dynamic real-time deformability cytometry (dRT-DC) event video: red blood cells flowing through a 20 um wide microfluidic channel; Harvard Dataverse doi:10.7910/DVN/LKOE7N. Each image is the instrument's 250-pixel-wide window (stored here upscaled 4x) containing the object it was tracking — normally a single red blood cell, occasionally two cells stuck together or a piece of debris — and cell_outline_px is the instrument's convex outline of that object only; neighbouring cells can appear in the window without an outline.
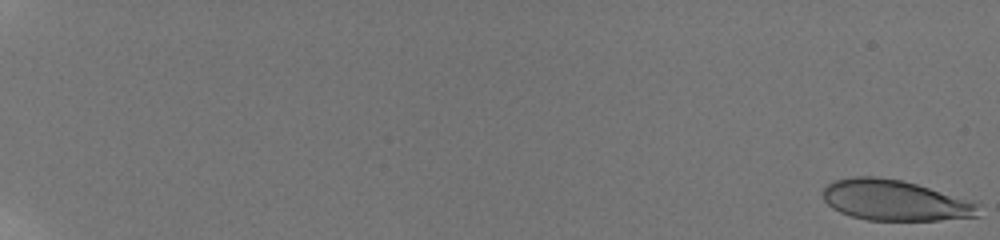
{"species": "human", "species_latin": "Homo sapiens", "temperature_condition": "room temperature", "stored_images_in_passage": 68, "camera_frame_rate_fps": 3000, "um_per_image_px": 0.085, "donor": {"sex": "male"}, "frame": {"image": 1, "passage_image": 1, "time_ms": 0.0, "image_size_px": [1000, 240], "cell_outline_px": [[980, 216], [940, 220], [868, 220], [852, 216], [840, 212], [832, 208], [824, 200], [824, 188], [828, 184], [836, 180], [852, 176], [876, 176], [900, 180], [916, 184], [980, 204]], "centroid_in_image_um": [76.06, 17.03], "position_along_channel_um": 8.9, "area_um2": 36.53}}
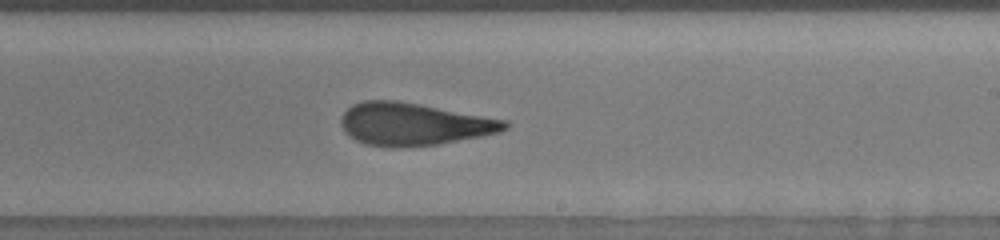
{"frame": {"image": 2, "passage_image": 60, "time_ms": 13.0, "image_size_px": [1000, 240], "cell_outline_px": [[512, 124], [508, 128], [500, 132], [484, 136], [440, 144], [396, 148], [392, 148], [364, 144], [348, 136], [344, 132], [340, 124], [340, 120], [344, 112], [352, 104], [364, 100], [396, 100], [420, 104], [508, 120]], "centroid_in_image_um": [35.18, 10.56], "position_along_channel_um": 253.8, "area_um2": 41.15}}
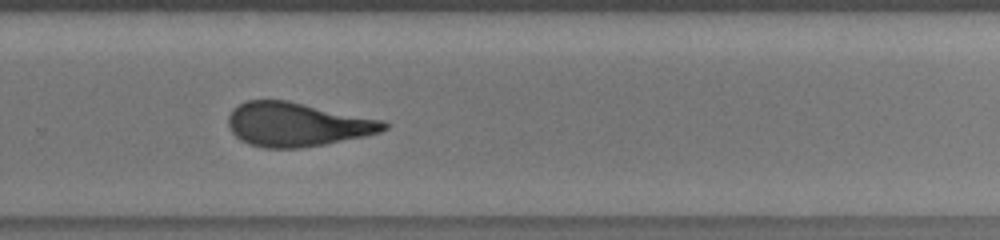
{"frame": {"image": 3, "passage_image": 67, "time_ms": 14.333, "image_size_px": [1000, 240], "cell_outline_px": [[388, 128], [380, 132], [364, 136], [324, 144], [300, 148], [264, 148], [248, 144], [240, 140], [228, 128], [228, 116], [232, 108], [248, 100], [288, 100], [384, 120], [388, 124]], "centroid_in_image_um": [25.23, 10.57], "position_along_channel_um": 304.6, "area_um2": 40.0}}